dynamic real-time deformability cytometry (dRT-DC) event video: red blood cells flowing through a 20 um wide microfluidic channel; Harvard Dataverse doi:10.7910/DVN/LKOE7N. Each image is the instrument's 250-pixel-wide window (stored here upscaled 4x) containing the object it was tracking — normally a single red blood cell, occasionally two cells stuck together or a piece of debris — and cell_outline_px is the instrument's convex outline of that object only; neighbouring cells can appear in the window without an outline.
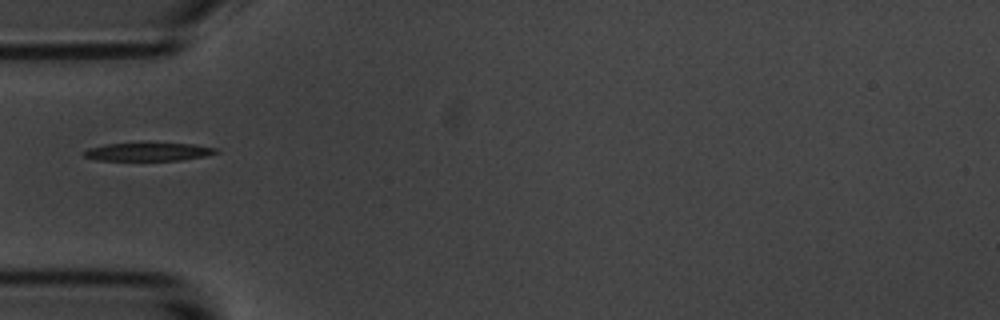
{"species": "common noctule bat (a hibernating species)", "species_latin": "Nyctalus noctula", "temperature_condition": "room temperature", "stored_images_in_passage": 35, "camera_frame_rate_fps": 3000, "um_per_image_px": 0.085, "animal": {"sex": "male", "body_mass_g": 20.1, "forearm_length_mm": 53.5}, "frame": {"image": 1, "passage_image": 1, "time_ms": 0.0, "image_size_px": [1000, 320], "cell_outline_px": [[220, 152], [204, 156], [180, 160], [96, 160], [84, 156], [80, 152], [88, 148], [104, 144], [144, 140], [148, 140], [196, 144], [220, 148]], "centroid_in_image_um": [12.61, 12.84], "position_along_channel_um": 72.4, "area_um2": 15.26}}
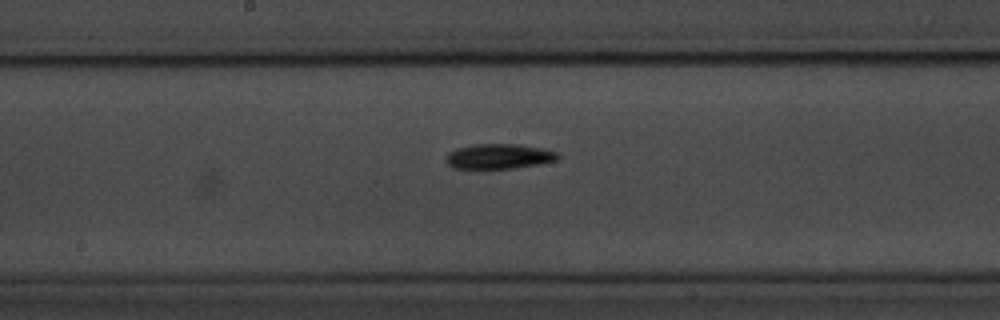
{"frame": {"image": 2, "passage_image": 12, "time_ms": 3.667, "image_size_px": [1000, 320], "cell_outline_px": [[560, 156], [556, 160], [540, 164], [512, 168], [452, 168], [444, 160], [448, 152], [456, 148], [476, 144], [520, 144], [540, 148], [556, 152]], "centroid_in_image_um": [42.37, 13.29], "position_along_channel_um": 205.8, "area_um2": 16.24}}
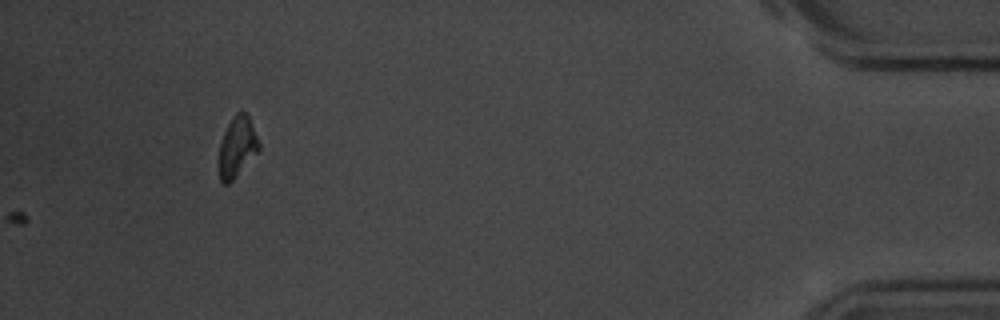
{"frame": {"image": 3, "passage_image": 35, "time_ms": 11.333, "image_size_px": [1000, 320], "cell_outline_px": [[260, 148], [232, 180], [228, 184], [224, 184], [220, 180], [216, 160], [220, 144], [224, 132], [232, 116], [236, 112], [244, 112], [248, 116], [260, 144]], "centroid_in_image_um": [20.09, 12.5], "position_along_channel_um": 415.1, "area_um2": 14.05}}